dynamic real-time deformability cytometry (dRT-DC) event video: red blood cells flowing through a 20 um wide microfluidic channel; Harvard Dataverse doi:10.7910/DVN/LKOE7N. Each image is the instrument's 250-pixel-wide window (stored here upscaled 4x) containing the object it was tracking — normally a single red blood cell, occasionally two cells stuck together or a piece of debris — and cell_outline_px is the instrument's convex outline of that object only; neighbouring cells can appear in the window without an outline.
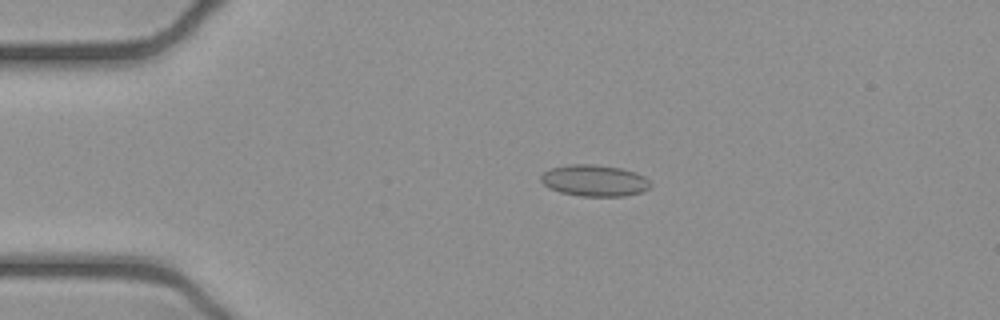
{"species": "common noctule bat (a hibernating species)", "species_latin": "Nyctalus noctula", "temperature_condition": "cold", "stored_images_in_passage": 52, "camera_frame_rate_fps": 3000, "um_per_image_px": 0.085, "animal": {"sex": "female", "body_mass_g": 21.9}, "frame": {"image": 1, "passage_image": 11, "time_ms": 3.333, "image_size_px": [1000, 320], "cell_outline_px": [[652, 188], [644, 192], [624, 196], [580, 196], [560, 192], [548, 188], [540, 180], [540, 176], [544, 172], [552, 168], [572, 164], [596, 164], [620, 168], [636, 172], [644, 176], [652, 184]], "centroid_in_image_um": [50.57, 15.35], "position_along_channel_um": 34.4, "area_um2": 20.29}}
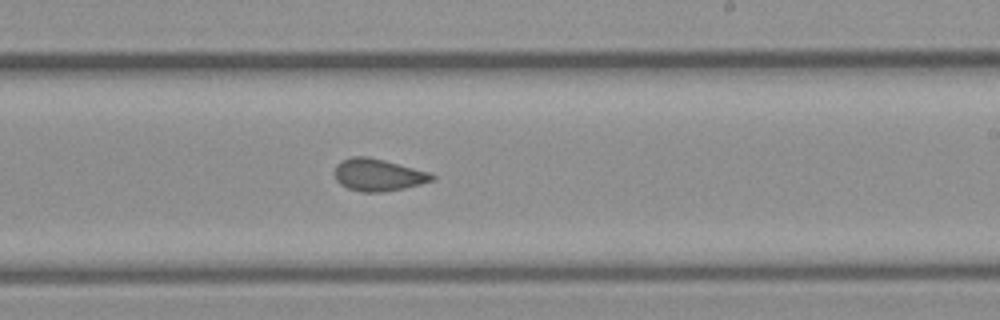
{"frame": {"image": 2, "passage_image": 31, "time_ms": 10.0, "image_size_px": [1000, 320], "cell_outline_px": [[436, 180], [404, 188], [380, 192], [360, 192], [348, 188], [340, 184], [336, 180], [332, 172], [336, 164], [340, 160], [352, 156], [368, 156], [384, 160], [428, 172], [436, 176]], "centroid_in_image_um": [32.09, 14.86], "position_along_channel_um": 256.9, "area_um2": 18.44}}
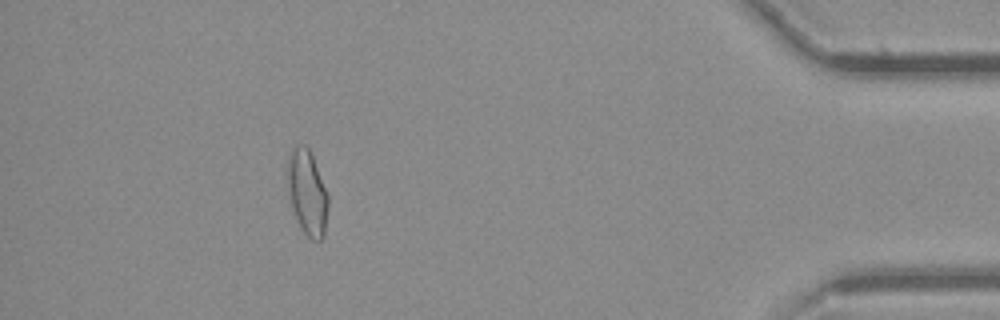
{"frame": {"image": 3, "passage_image": 47, "time_ms": 15.333, "image_size_px": [1000, 320], "cell_outline_px": [[328, 208], [324, 236], [320, 240], [312, 240], [300, 228], [292, 208], [288, 188], [288, 156], [292, 148], [296, 144], [304, 144], [308, 148], [312, 156], [328, 192]], "centroid_in_image_um": [26.13, 16.36], "position_along_channel_um": 409.1, "area_um2": 20.11}, "authors_computed_cell_mechanics": {"area_um2": 18.9873, "velocity_mm_per_s": 3.9302, "shape_relaxation_time_tau1_ms": null, "shape_relaxation_time_tau2_ms": 1.3744, "deformation_change_tau1": null, "deformation_change_tau2": 0.0802}}